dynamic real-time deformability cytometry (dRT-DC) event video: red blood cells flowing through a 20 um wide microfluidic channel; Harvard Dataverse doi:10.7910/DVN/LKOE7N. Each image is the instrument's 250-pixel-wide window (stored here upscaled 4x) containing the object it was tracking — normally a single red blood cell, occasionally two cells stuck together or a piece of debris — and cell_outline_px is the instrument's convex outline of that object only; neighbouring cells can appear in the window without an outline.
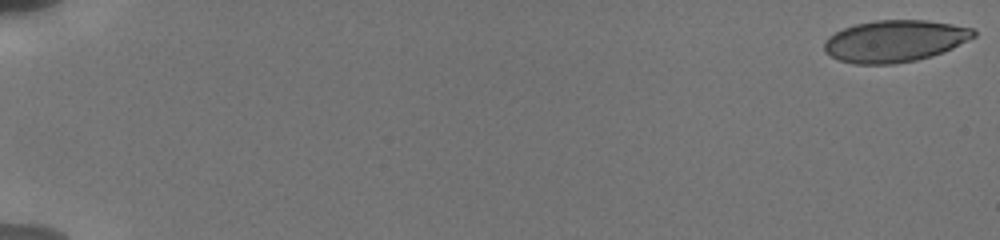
{"species": "human", "species_latin": "Homo sapiens", "temperature_condition": "cold", "stored_images_in_passage": 6, "camera_frame_rate_fps": 3000, "um_per_image_px": 0.085, "donor": {"sex": "male"}, "frame": {"image": 1, "passage_image": 1, "time_ms": 0.0, "image_size_px": [1000, 240], "cell_outline_px": [[976, 36], [944, 52], [932, 56], [916, 60], [892, 64], [852, 64], [840, 60], [824, 52], [824, 40], [828, 36], [844, 28], [856, 24], [876, 20], [928, 20], [952, 24], [972, 28], [976, 32]], "centroid_in_image_um": [76.05, 3.49], "position_along_channel_um": 8.9, "area_um2": 36.47}}